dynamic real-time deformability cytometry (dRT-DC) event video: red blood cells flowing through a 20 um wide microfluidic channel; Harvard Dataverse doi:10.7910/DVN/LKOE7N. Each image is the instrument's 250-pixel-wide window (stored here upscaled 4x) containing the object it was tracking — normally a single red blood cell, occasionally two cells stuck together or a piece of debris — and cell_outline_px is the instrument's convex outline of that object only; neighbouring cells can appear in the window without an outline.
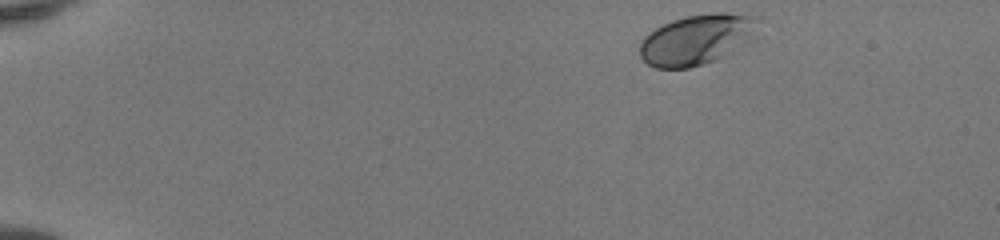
{"species": "human", "species_latin": "Homo sapiens", "temperature_condition": "room temperature", "stored_images_in_passage": 44, "camera_frame_rate_fps": 3000, "um_per_image_px": 0.085, "donor": {"sex": "female"}, "frame": {"image": 1, "passage_image": 1, "time_ms": 0.0, "image_size_px": [1000, 240], "cell_outline_px": [[764, 20], [760, 36], [728, 56], [704, 64], [688, 68], [656, 68], [648, 64], [640, 56], [640, 44], [644, 36], [648, 32], [672, 20], [688, 16], [712, 12], [724, 12], [760, 16]], "centroid_in_image_um": [59.41, 3.33], "position_along_channel_um": 25.6, "area_um2": 36.13}}
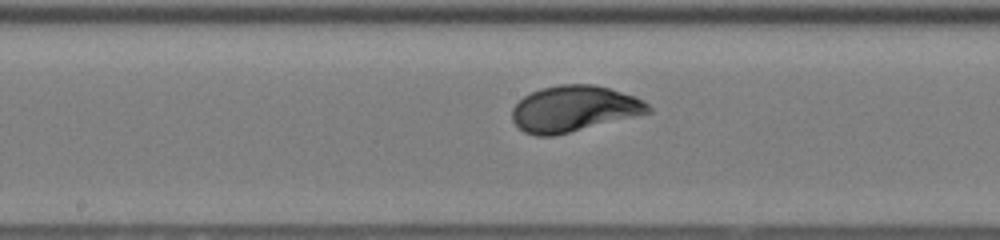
{"frame": {"image": 2, "passage_image": 22, "time_ms": 7.0, "image_size_px": [1000, 240], "cell_outline_px": [[652, 112], [552, 136], [536, 136], [524, 132], [512, 120], [512, 108], [524, 96], [540, 88], [560, 84], [592, 84], [608, 88], [644, 100], [652, 108]], "centroid_in_image_um": [48.77, 9.24], "position_along_channel_um": 199.4, "area_um2": 36.13}}
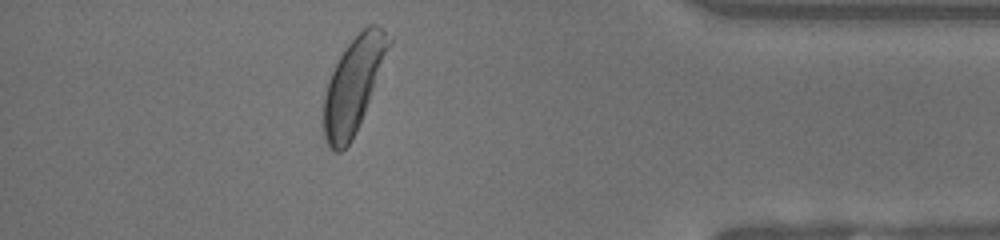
{"frame": {"image": 3, "passage_image": 39, "time_ms": 12.667, "image_size_px": [1000, 240], "cell_outline_px": [[392, 40], [364, 112], [356, 132], [352, 140], [340, 152], [336, 152], [328, 148], [324, 140], [324, 96], [328, 80], [344, 48], [368, 24], [376, 24], [392, 36]], "centroid_in_image_um": [30.02, 7.23], "position_along_channel_um": 405.2, "area_um2": 35.2}, "authors_computed_cell_mechanics": {"area_um2": 35.8938, "velocity_mm_per_s": 4.1235, "shape_relaxation_time_tau1_ms": 1.7218, "shape_relaxation_time_tau2_ms": null, "deformation_change_tau1": 0.1369, "deformation_change_tau2": null}}